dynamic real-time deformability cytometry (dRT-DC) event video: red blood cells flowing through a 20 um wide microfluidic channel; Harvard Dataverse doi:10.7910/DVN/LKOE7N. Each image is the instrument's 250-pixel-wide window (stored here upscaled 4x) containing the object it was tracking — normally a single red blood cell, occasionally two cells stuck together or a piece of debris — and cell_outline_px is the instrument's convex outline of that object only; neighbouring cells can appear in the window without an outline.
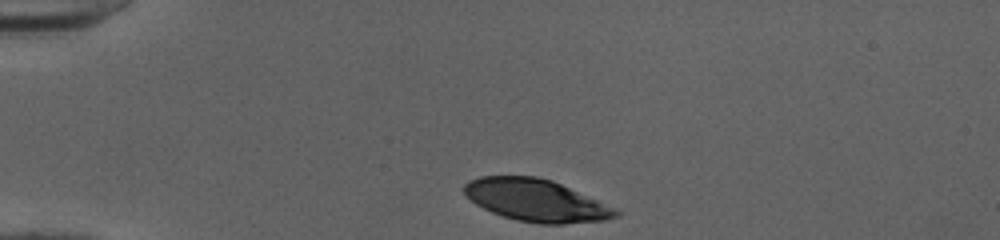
{"species": "human", "species_latin": "Homo sapiens", "temperature_condition": "cold", "stored_images_in_passage": 32, "camera_frame_rate_fps": 3000, "um_per_image_px": 0.085, "donor": {"sex": "female"}, "frame": {"image": 1, "passage_image": 1, "time_ms": 0.0, "image_size_px": [1000, 240], "cell_outline_px": [[620, 216], [604, 220], [564, 224], [540, 224], [516, 220], [492, 212], [476, 204], [464, 192], [464, 184], [468, 180], [480, 176], [536, 176], [552, 180], [616, 208], [620, 212]], "centroid_in_image_um": [45.58, 17.03], "position_along_channel_um": 39.4, "area_um2": 37.11}}
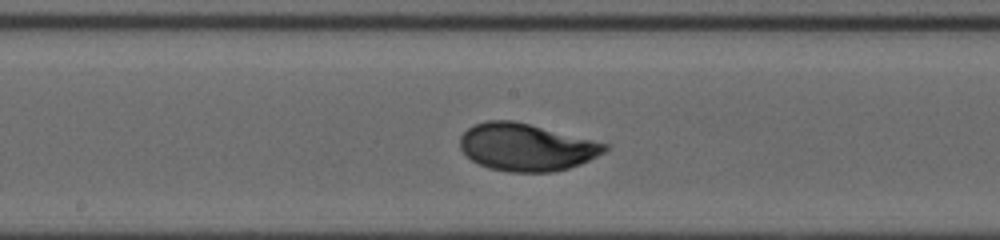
{"frame": {"image": 2, "passage_image": 17, "time_ms": 5.333, "image_size_px": [1000, 240], "cell_outline_px": [[608, 148], [604, 152], [580, 164], [568, 168], [552, 172], [508, 172], [488, 168], [472, 160], [460, 148], [460, 136], [468, 128], [476, 124], [488, 120], [512, 120], [608, 144]], "centroid_in_image_um": [44.7, 12.52], "position_along_channel_um": 203.5, "area_um2": 39.48}}
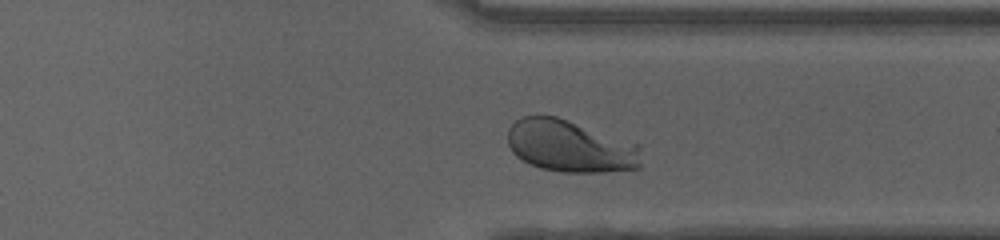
{"frame": {"image": 3, "passage_image": 29, "time_ms": 9.333, "image_size_px": [1000, 240], "cell_outline_px": [[640, 168], [604, 172], [564, 172], [540, 168], [528, 164], [516, 156], [512, 152], [508, 144], [508, 128], [516, 120], [524, 116], [556, 116], [640, 144]], "centroid_in_image_um": [48.47, 12.43], "position_along_channel_um": 362.9, "area_um2": 40.69}, "authors_computed_cell_mechanics": {"area_um2": 39.593, "velocity_mm_per_s": 3.9899, "shape_relaxation_time_tau1_ms": 2.1461, "shape_relaxation_time_tau2_ms": null, "deformation_change_tau1": 0.1597, "deformation_change_tau2": null}}